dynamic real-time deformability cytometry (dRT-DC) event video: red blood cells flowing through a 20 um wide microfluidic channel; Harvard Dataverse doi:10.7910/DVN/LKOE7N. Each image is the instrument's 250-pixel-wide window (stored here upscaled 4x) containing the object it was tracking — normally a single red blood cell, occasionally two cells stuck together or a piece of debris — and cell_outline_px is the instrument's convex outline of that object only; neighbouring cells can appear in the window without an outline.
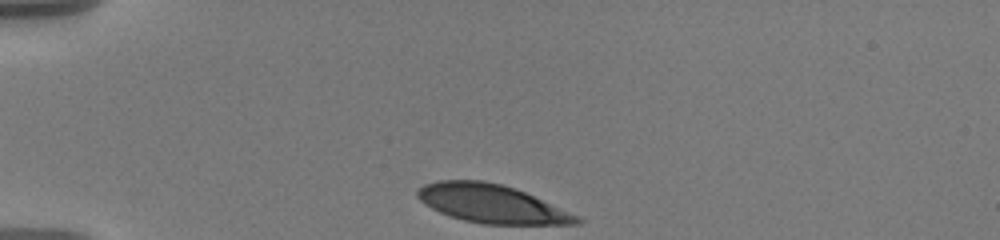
{"species": "human", "species_latin": "Homo sapiens", "temperature_condition": "warm", "stored_images_in_passage": 27, "camera_frame_rate_fps": 3000, "um_per_image_px": 0.085, "donor": {"sex": "male"}, "frame": {"image": 1, "passage_image": 1, "time_ms": 0.0, "image_size_px": [1000, 240], "cell_outline_px": [[588, 220], [580, 224], [484, 224], [464, 220], [440, 212], [424, 204], [416, 196], [416, 188], [424, 184], [440, 180], [484, 180], [516, 188], [580, 216]], "centroid_in_image_um": [41.82, 17.31], "position_along_channel_um": 43.2, "area_um2": 35.78}}
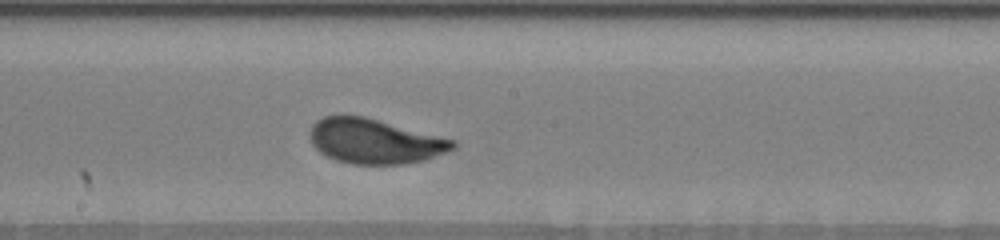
{"frame": {"image": 2, "passage_image": 13, "time_ms": 6.0, "image_size_px": [1000, 240], "cell_outline_px": [[456, 148], [424, 160], [404, 164], [352, 164], [336, 160], [320, 152], [312, 144], [308, 136], [308, 132], [312, 124], [316, 120], [324, 116], [364, 116], [456, 140]], "centroid_in_image_um": [31.83, 12.0], "position_along_channel_um": 216.4, "area_um2": 37.34}}
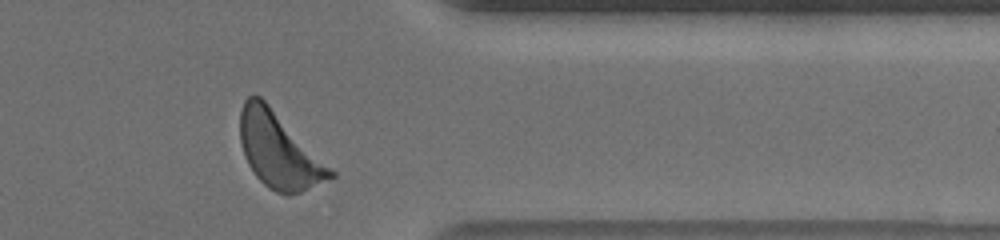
{"frame": {"image": 3, "passage_image": 25, "time_ms": 11.0, "image_size_px": [1000, 240], "cell_outline_px": [[336, 176], [300, 192], [288, 196], [276, 192], [268, 188], [256, 176], [248, 164], [244, 156], [240, 140], [240, 112], [244, 100], [248, 96], [260, 96], [336, 172]], "centroid_in_image_um": [23.69, 12.82], "position_along_channel_um": 387.7, "area_um2": 39.19}, "authors_computed_cell_mechanics": {"area_um2": 37.4544, "velocity_mm_per_s": 3.5648, "shape_relaxation_time_tau1_ms": 2.7311, "shape_relaxation_time_tau2_ms": null, "deformation_change_tau1": 0.1624, "deformation_change_tau2": null}}